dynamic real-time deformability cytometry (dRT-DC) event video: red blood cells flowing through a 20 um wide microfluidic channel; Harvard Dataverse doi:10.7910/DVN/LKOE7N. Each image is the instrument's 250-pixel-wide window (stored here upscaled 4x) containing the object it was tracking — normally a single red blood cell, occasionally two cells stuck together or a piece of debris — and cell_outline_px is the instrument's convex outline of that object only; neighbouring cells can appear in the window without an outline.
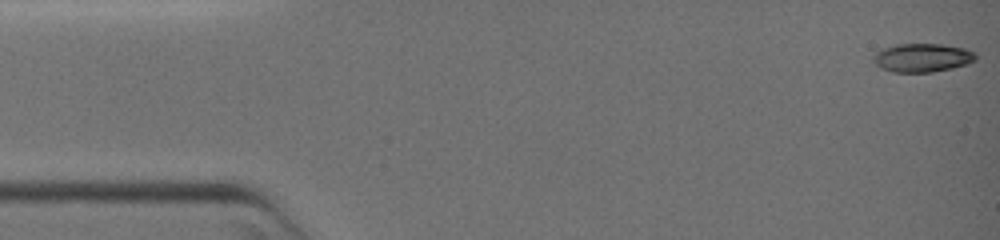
{"species": "common noctule bat (a hibernating species)", "species_latin": "Nyctalus noctula", "temperature_condition": "warm", "stored_images_in_passage": 80, "camera_frame_rate_fps": 3000, "um_per_image_px": 0.085, "animal": {"sex": "female", "body_mass_g": 19.0, "forearm_length_mm": 51.5}, "frame": {"image": 1, "passage_image": 1, "time_ms": 0.0, "image_size_px": [1000, 240], "cell_outline_px": [[976, 60], [968, 64], [952, 68], [932, 72], [892, 72], [880, 68], [872, 60], [872, 56], [876, 52], [884, 48], [896, 44], [944, 44], [964, 48], [976, 52]], "centroid_in_image_um": [78.4, 4.9], "position_along_channel_um": 6.6, "area_um2": 17.22}}
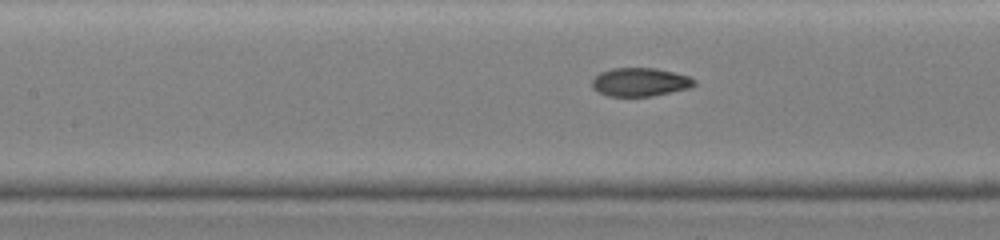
{"frame": {"image": 2, "passage_image": 35, "time_ms": 11.333, "image_size_px": [1000, 240], "cell_outline_px": [[696, 84], [688, 88], [652, 96], [608, 96], [592, 88], [592, 80], [600, 72], [612, 68], [656, 68], [688, 76], [696, 80]], "centroid_in_image_um": [54.39, 6.97], "position_along_channel_um": 153.0, "area_um2": 16.82}}
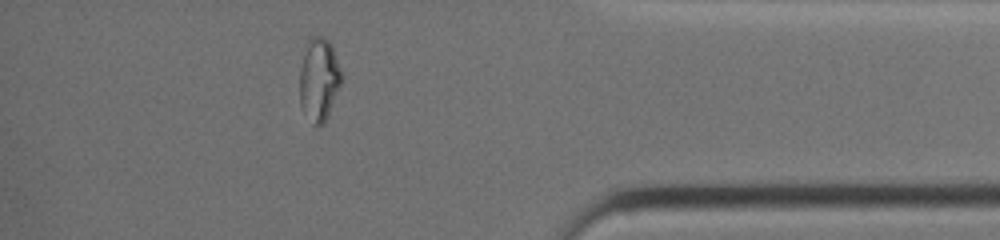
{"frame": {"image": 3, "passage_image": 69, "time_ms": 22.667, "image_size_px": [1000, 240], "cell_outline_px": [[344, 76], [328, 116], [324, 124], [316, 128], [312, 124], [300, 104], [300, 68], [308, 36], [324, 36], [332, 44]], "centroid_in_image_um": [27.14, 6.74], "position_along_channel_um": 408.1, "area_um2": 20.69}}